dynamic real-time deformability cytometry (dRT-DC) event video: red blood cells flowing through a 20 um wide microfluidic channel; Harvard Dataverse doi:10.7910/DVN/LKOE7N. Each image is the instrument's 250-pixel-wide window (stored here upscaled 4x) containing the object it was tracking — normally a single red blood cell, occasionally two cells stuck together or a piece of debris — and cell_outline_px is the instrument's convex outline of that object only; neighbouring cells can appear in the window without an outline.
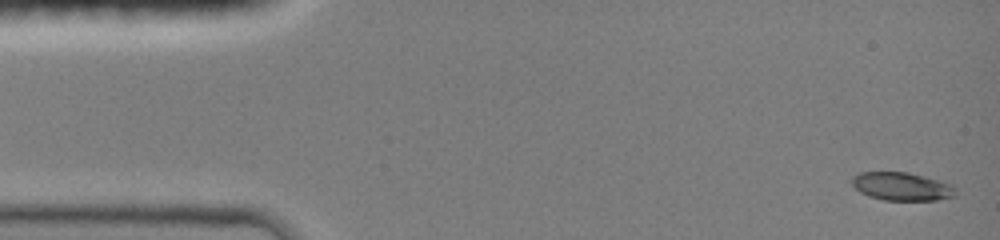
{"species": "common noctule bat (a hibernating species)", "species_latin": "Nyctalus noctula", "temperature_condition": "room temperature", "stored_images_in_passage": 5, "camera_frame_rate_fps": 3000, "um_per_image_px": 0.085, "animal": {"sex": "female", "body_mass_g": 19.0, "forearm_length_mm": 51.5}, "frame": {"image": 1, "passage_image": 1, "time_ms": 0.0, "image_size_px": [1000, 240], "cell_outline_px": [[952, 196], [936, 200], [884, 200], [868, 196], [860, 192], [852, 184], [852, 180], [860, 172], [908, 172], [936, 180], [948, 184], [952, 188]], "centroid_in_image_um": [76.56, 15.85], "position_along_channel_um": 8.4, "area_um2": 16.42}}
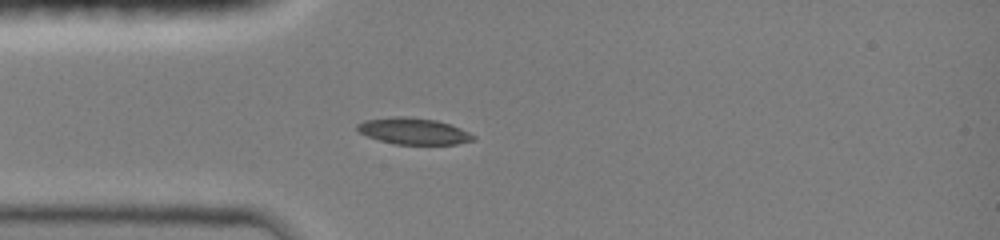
{"frame": {"image": 2, "passage_image": 5, "time_ms": 3.667, "image_size_px": [1000, 240], "cell_outline_px": [[476, 140], [456, 144], [396, 144], [380, 140], [368, 136], [360, 132], [356, 128], [356, 124], [364, 120], [392, 116], [404, 116], [436, 120], [460, 128], [476, 136]], "centroid_in_image_um": [35.15, 11.14], "position_along_channel_um": 49.9, "area_um2": 17.8}}